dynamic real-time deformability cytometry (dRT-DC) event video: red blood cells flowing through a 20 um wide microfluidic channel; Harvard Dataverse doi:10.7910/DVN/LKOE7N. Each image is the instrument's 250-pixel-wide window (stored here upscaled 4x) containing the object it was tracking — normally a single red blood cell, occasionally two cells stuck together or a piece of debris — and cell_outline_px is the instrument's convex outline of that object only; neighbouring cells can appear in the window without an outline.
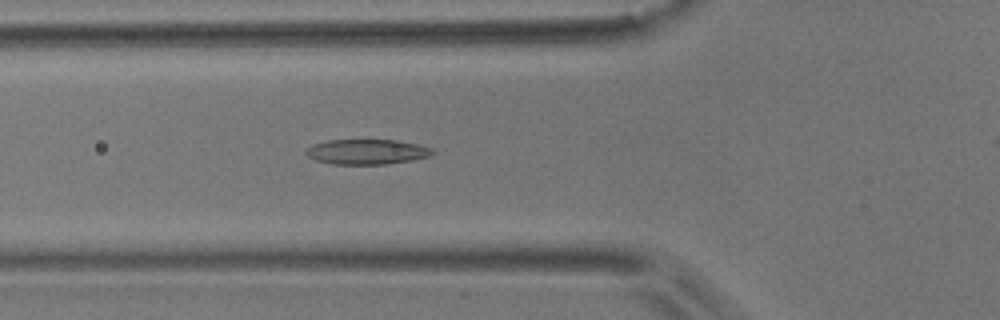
{"species": "common noctule bat (a hibernating species)", "species_latin": "Nyctalus noctula", "temperature_condition": "room temperature", "stored_images_in_passage": 44, "camera_frame_rate_fps": 3000, "um_per_image_px": 0.085, "animal": {"sex": "male", "body_mass_g": 17.9}, "frame": {"image": 1, "passage_image": 15, "time_ms": 4.667, "image_size_px": [1000, 320], "cell_outline_px": [[436, 152], [428, 156], [412, 160], [388, 164], [332, 164], [316, 160], [308, 156], [304, 152], [312, 144], [328, 140], [400, 140], [432, 148]], "centroid_in_image_um": [31.18, 12.9], "position_along_channel_um": 94.6, "area_um2": 18.5}}
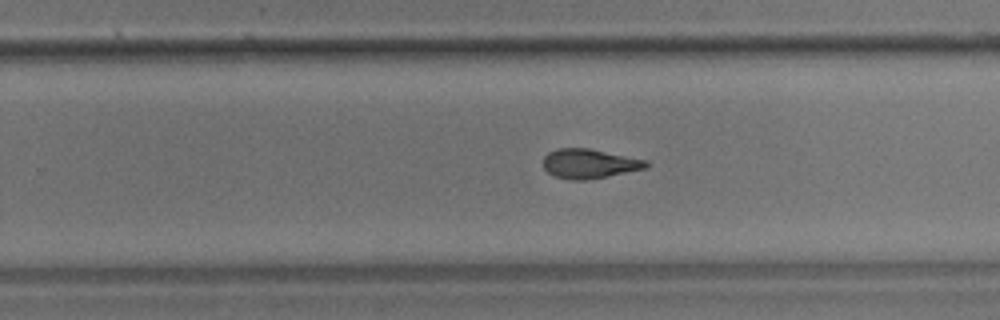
{"frame": {"image": 2, "passage_image": 30, "time_ms": 9.667, "image_size_px": [1000, 320], "cell_outline_px": [[648, 168], [584, 180], [568, 180], [556, 176], [548, 172], [544, 168], [544, 156], [548, 152], [556, 148], [588, 148], [648, 160]], "centroid_in_image_um": [50.09, 13.9], "position_along_channel_um": 279.7, "area_um2": 17.57}}
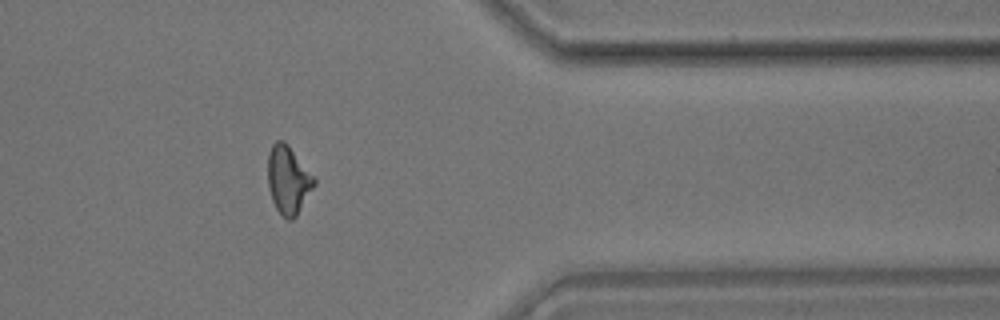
{"frame": {"image": 3, "passage_image": 40, "time_ms": 13.0, "image_size_px": [1000, 320], "cell_outline_px": [[316, 184], [296, 216], [292, 220], [288, 220], [276, 208], [272, 200], [268, 188], [268, 152], [272, 144], [276, 140], [284, 140], [288, 144], [316, 180]], "centroid_in_image_um": [24.49, 15.27], "position_along_channel_um": 386.9, "area_um2": 18.26}}